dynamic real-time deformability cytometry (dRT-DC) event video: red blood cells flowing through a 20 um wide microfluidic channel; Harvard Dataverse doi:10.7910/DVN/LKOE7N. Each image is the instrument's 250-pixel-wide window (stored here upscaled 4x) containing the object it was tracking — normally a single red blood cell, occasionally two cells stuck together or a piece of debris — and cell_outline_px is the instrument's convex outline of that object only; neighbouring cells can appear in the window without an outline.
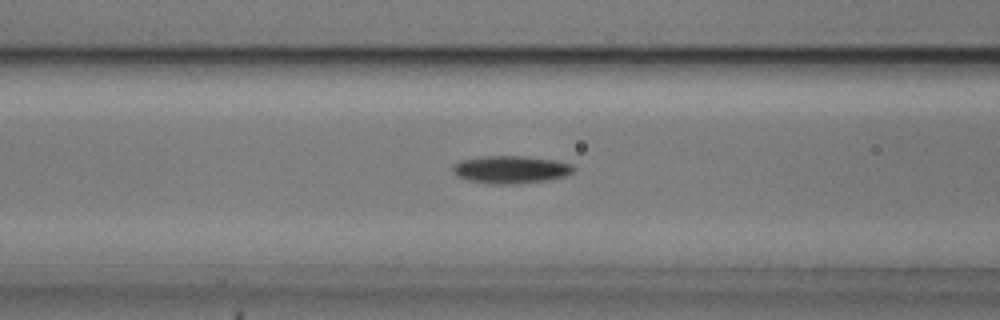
{"species": "common noctule bat (a hibernating species)", "species_latin": "Nyctalus noctula", "temperature_condition": "cold", "stored_images_in_passage": 42, "camera_frame_rate_fps": 3000, "um_per_image_px": 0.085, "animal": {"sex": "male", "body_mass_g": 20.5, "forearm_length_mm": 52.5}, "frame": {"image": 1, "passage_image": 12, "time_ms": 3.667, "image_size_px": [1000, 320], "cell_outline_px": [[576, 168], [572, 172], [564, 176], [544, 180], [512, 184], [492, 184], [468, 180], [456, 176], [452, 172], [452, 164], [460, 160], [480, 156], [524, 156], [556, 160], [572, 164]], "centroid_in_image_um": [43.36, 14.4], "position_along_channel_um": 123.2, "area_um2": 19.54}}
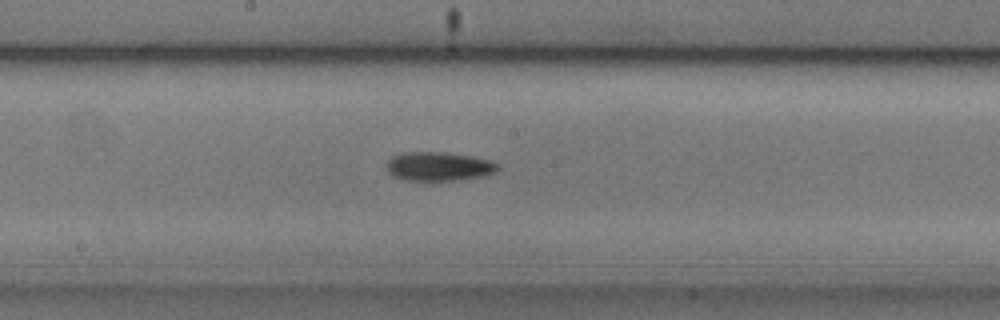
{"frame": {"image": 2, "passage_image": 19, "time_ms": 6.0, "image_size_px": [1000, 320], "cell_outline_px": [[500, 168], [484, 176], [428, 184], [400, 180], [392, 176], [388, 172], [388, 160], [392, 156], [400, 152], [444, 152], [472, 156], [492, 160], [500, 164]], "centroid_in_image_um": [37.26, 14.19], "position_along_channel_um": 210.9, "area_um2": 19.71}}
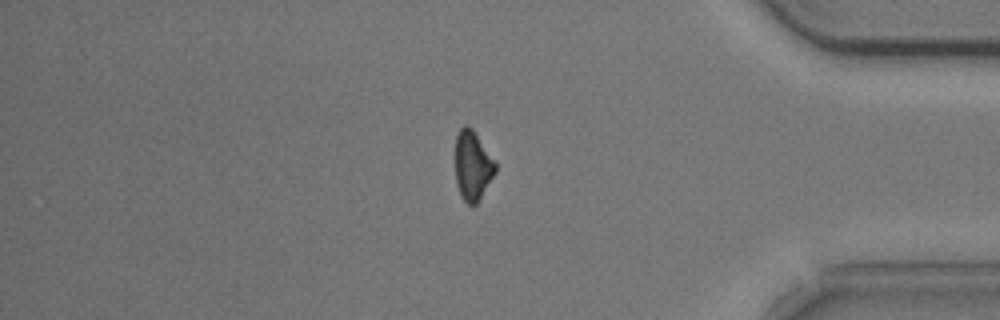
{"frame": {"image": 3, "passage_image": 36, "time_ms": 11.667, "image_size_px": [1000, 320], "cell_outline_px": [[496, 172], [476, 204], [472, 208], [464, 200], [456, 184], [456, 136], [460, 128], [464, 124], [468, 124], [472, 128], [496, 160]], "centroid_in_image_um": [40.19, 14.05], "position_along_channel_um": 395.0, "area_um2": 16.36}}